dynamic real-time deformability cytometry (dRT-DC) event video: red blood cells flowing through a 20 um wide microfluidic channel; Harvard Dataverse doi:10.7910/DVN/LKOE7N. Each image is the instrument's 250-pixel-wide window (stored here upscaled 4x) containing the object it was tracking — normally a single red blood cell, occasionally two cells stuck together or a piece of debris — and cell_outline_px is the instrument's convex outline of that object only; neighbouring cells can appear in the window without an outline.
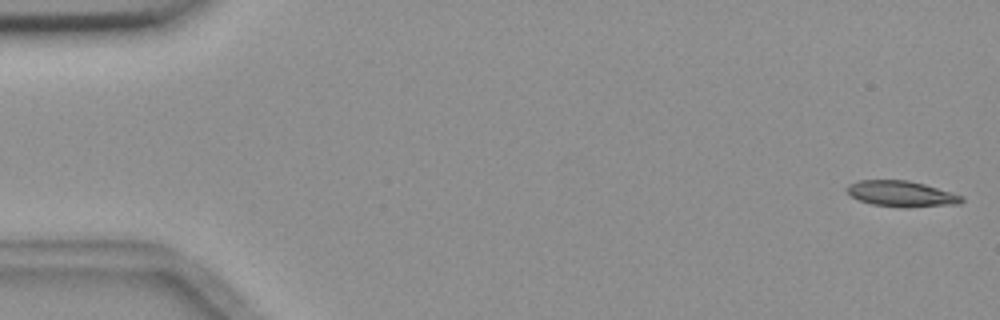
{"species": "common noctule bat (a hibernating species)", "species_latin": "Nyctalus noctula", "temperature_condition": "room temperature", "stored_images_in_passage": 3, "camera_frame_rate_fps": 3000, "um_per_image_px": 0.085, "animal": {"sex": "female", "body_mass_g": 18.4}, "frame": {"image": 1, "passage_image": 1, "time_ms": 0.0, "image_size_px": [1000, 320], "cell_outline_px": [[964, 200], [960, 204], [908, 208], [904, 208], [872, 204], [860, 200], [852, 196], [844, 188], [848, 184], [860, 180], [908, 180], [924, 184], [952, 192], [964, 196]], "centroid_in_image_um": [76.65, 16.48], "position_along_channel_um": 8.3, "area_um2": 17.46}}